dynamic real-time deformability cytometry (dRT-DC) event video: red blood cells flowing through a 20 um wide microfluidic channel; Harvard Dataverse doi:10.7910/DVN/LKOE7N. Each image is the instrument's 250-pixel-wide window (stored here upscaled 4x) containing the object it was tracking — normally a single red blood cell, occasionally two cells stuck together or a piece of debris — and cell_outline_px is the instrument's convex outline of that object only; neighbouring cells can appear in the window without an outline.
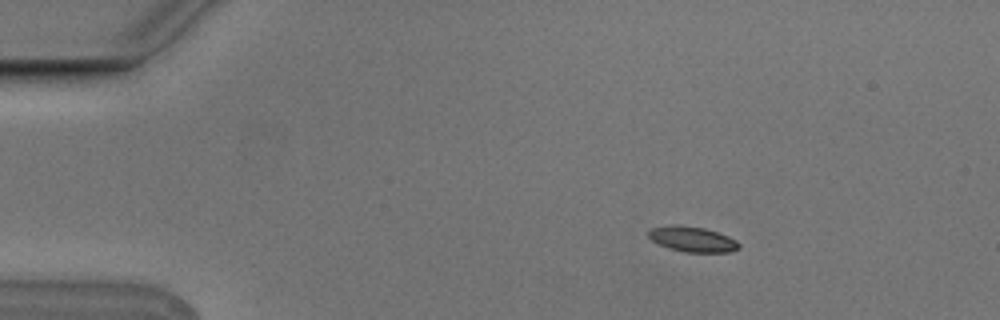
{"species": "Egyptian fruit bat (a non-hibernating species)", "species_latin": "Rousettus aegyptiacus", "temperature_condition": "cold", "stored_images_in_passage": 4, "camera_frame_rate_fps": 3000, "um_per_image_px": 0.085, "animal": {"sex": "male"}, "frame": {"image": 1, "passage_image": 2, "time_ms": 0.333, "image_size_px": [1000, 320], "cell_outline_px": [[740, 248], [732, 252], [684, 252], [668, 248], [652, 240], [648, 236], [648, 228], [672, 224], [676, 224], [704, 228], [728, 236], [736, 240], [740, 244]], "centroid_in_image_um": [58.84, 20.32], "position_along_channel_um": 26.2, "area_um2": 13.47}}